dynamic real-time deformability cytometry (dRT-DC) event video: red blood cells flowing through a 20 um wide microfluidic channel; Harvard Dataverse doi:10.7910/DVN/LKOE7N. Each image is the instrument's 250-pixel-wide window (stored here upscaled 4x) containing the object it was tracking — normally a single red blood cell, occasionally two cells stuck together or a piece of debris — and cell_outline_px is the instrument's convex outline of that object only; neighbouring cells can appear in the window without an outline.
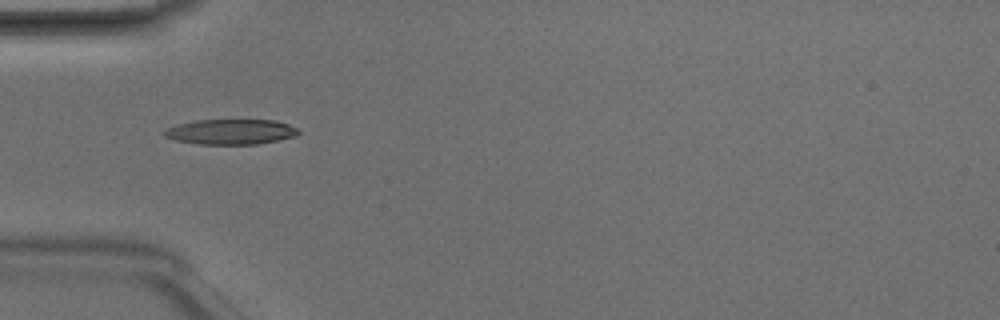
{"species": "Egyptian fruit bat (a non-hibernating species)", "species_latin": "Rousettus aegyptiacus", "temperature_condition": "room temperature", "stored_images_in_passage": 5, "camera_frame_rate_fps": 3000, "um_per_image_px": 0.085, "animal": {"sex": "male"}, "frame": {"image": 1, "passage_image": 4, "time_ms": 1.0, "image_size_px": [1000, 320], "cell_outline_px": [[300, 132], [296, 136], [256, 144], [196, 144], [176, 140], [164, 136], [164, 132], [168, 128], [180, 124], [196, 120], [276, 120], [300, 128]], "centroid_in_image_um": [19.67, 11.2], "position_along_channel_um": 65.3, "area_um2": 19.59}}